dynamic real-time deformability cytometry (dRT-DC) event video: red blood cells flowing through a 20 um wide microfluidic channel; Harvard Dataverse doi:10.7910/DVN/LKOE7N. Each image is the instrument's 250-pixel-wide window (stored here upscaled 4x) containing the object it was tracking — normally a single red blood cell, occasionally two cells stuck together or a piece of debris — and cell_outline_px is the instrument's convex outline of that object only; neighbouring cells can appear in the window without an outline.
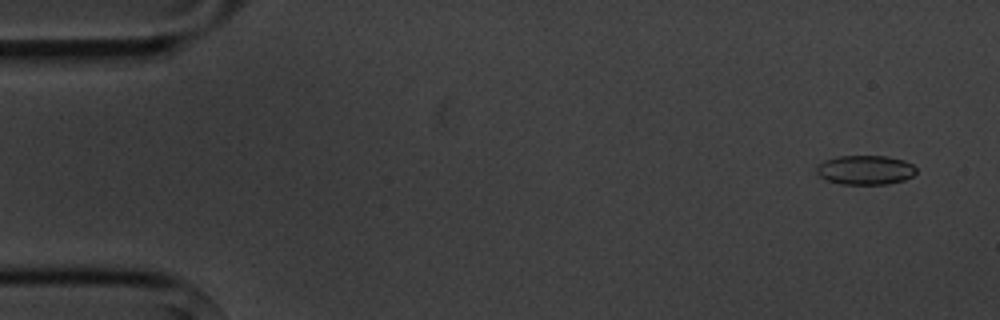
{"species": "common noctule bat (a hibernating species)", "species_latin": "Nyctalus noctula", "temperature_condition": "cold", "stored_images_in_passage": 6, "camera_frame_rate_fps": 3000, "um_per_image_px": 0.085, "animal": {"sex": "male", "body_mass_g": 20.1, "forearm_length_mm": 53.5}, "frame": {"image": 1, "passage_image": 1, "time_ms": 0.0, "image_size_px": [1000, 320], "cell_outline_px": [[916, 172], [912, 176], [904, 180], [888, 184], [840, 184], [828, 180], [820, 176], [816, 172], [816, 168], [824, 160], [836, 156], [888, 156], [904, 160], [912, 164], [916, 168]], "centroid_in_image_um": [73.56, 14.44], "position_along_channel_um": 11.4, "area_um2": 17.05}}
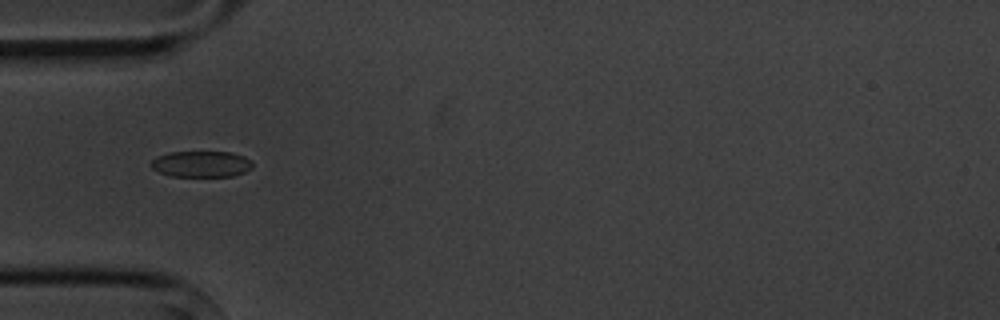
{"frame": {"image": 2, "passage_image": 5, "time_ms": 4.667, "image_size_px": [1000, 320], "cell_outline_px": [[252, 168], [244, 172], [232, 176], [172, 176], [160, 172], [152, 168], [148, 164], [156, 156], [168, 152], [232, 152], [244, 156], [252, 160]], "centroid_in_image_um": [17.1, 13.93], "position_along_channel_um": 67.9, "area_um2": 15.55}}
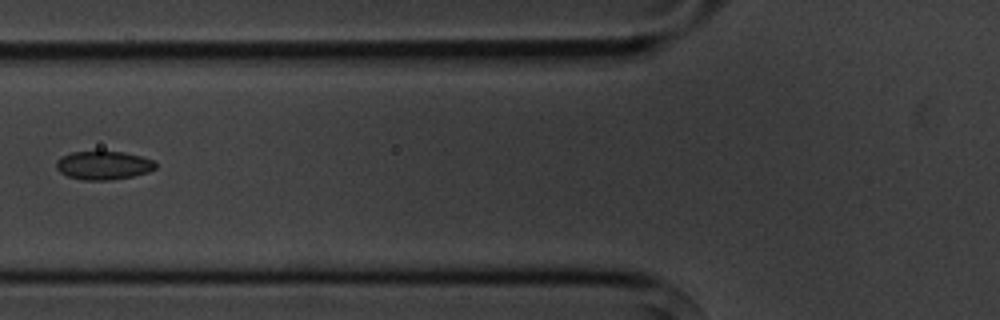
{"frame": {"image": 3, "passage_image": 6, "time_ms": 6.0, "image_size_px": [1000, 320], "cell_outline_px": [[156, 168], [148, 172], [132, 176], [112, 180], [84, 180], [68, 176], [60, 172], [56, 168], [56, 160], [60, 156], [72, 152], [124, 152], [140, 156], [152, 160], [156, 164]], "centroid_in_image_um": [8.77, 14.06], "position_along_channel_um": 117.0, "area_um2": 16.42}}